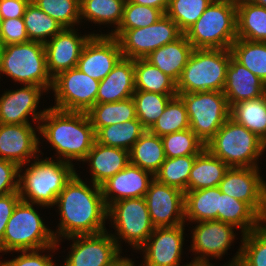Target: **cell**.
Instances as JSON below:
<instances>
[{"mask_svg":"<svg viewBox=\"0 0 266 266\" xmlns=\"http://www.w3.org/2000/svg\"><path fill=\"white\" fill-rule=\"evenodd\" d=\"M177 94H160L136 90L132 95L137 119L146 130H149L164 112L168 102Z\"/></svg>","mask_w":266,"mask_h":266,"instance_id":"obj_39","label":"cell"},{"mask_svg":"<svg viewBox=\"0 0 266 266\" xmlns=\"http://www.w3.org/2000/svg\"><path fill=\"white\" fill-rule=\"evenodd\" d=\"M185 220L201 222L218 220L220 188H204L185 192Z\"/></svg>","mask_w":266,"mask_h":266,"instance_id":"obj_29","label":"cell"},{"mask_svg":"<svg viewBox=\"0 0 266 266\" xmlns=\"http://www.w3.org/2000/svg\"><path fill=\"white\" fill-rule=\"evenodd\" d=\"M84 161L90 163L91 183L101 186L130 163L129 151L105 146L95 140Z\"/></svg>","mask_w":266,"mask_h":266,"instance_id":"obj_25","label":"cell"},{"mask_svg":"<svg viewBox=\"0 0 266 266\" xmlns=\"http://www.w3.org/2000/svg\"><path fill=\"white\" fill-rule=\"evenodd\" d=\"M24 24L31 41L46 43L64 28L55 19L43 12L34 2L30 1L23 15Z\"/></svg>","mask_w":266,"mask_h":266,"instance_id":"obj_38","label":"cell"},{"mask_svg":"<svg viewBox=\"0 0 266 266\" xmlns=\"http://www.w3.org/2000/svg\"><path fill=\"white\" fill-rule=\"evenodd\" d=\"M223 93L231 107L233 104L263 96L266 94V84L231 56Z\"/></svg>","mask_w":266,"mask_h":266,"instance_id":"obj_23","label":"cell"},{"mask_svg":"<svg viewBox=\"0 0 266 266\" xmlns=\"http://www.w3.org/2000/svg\"><path fill=\"white\" fill-rule=\"evenodd\" d=\"M242 237V246L228 265L266 266V225L242 234Z\"/></svg>","mask_w":266,"mask_h":266,"instance_id":"obj_36","label":"cell"},{"mask_svg":"<svg viewBox=\"0 0 266 266\" xmlns=\"http://www.w3.org/2000/svg\"><path fill=\"white\" fill-rule=\"evenodd\" d=\"M41 250L21 251L18 257L5 261V266H56L48 255H41Z\"/></svg>","mask_w":266,"mask_h":266,"instance_id":"obj_49","label":"cell"},{"mask_svg":"<svg viewBox=\"0 0 266 266\" xmlns=\"http://www.w3.org/2000/svg\"><path fill=\"white\" fill-rule=\"evenodd\" d=\"M228 169L226 163L205 147L195 158L188 180V190L218 187Z\"/></svg>","mask_w":266,"mask_h":266,"instance_id":"obj_27","label":"cell"},{"mask_svg":"<svg viewBox=\"0 0 266 266\" xmlns=\"http://www.w3.org/2000/svg\"><path fill=\"white\" fill-rule=\"evenodd\" d=\"M205 147L229 167H258L264 141L229 117Z\"/></svg>","mask_w":266,"mask_h":266,"instance_id":"obj_8","label":"cell"},{"mask_svg":"<svg viewBox=\"0 0 266 266\" xmlns=\"http://www.w3.org/2000/svg\"><path fill=\"white\" fill-rule=\"evenodd\" d=\"M0 266H5L4 262L0 261Z\"/></svg>","mask_w":266,"mask_h":266,"instance_id":"obj_57","label":"cell"},{"mask_svg":"<svg viewBox=\"0 0 266 266\" xmlns=\"http://www.w3.org/2000/svg\"><path fill=\"white\" fill-rule=\"evenodd\" d=\"M135 91L134 59L122 57L100 81L96 103L123 101L131 98Z\"/></svg>","mask_w":266,"mask_h":266,"instance_id":"obj_24","label":"cell"},{"mask_svg":"<svg viewBox=\"0 0 266 266\" xmlns=\"http://www.w3.org/2000/svg\"><path fill=\"white\" fill-rule=\"evenodd\" d=\"M184 266H213V265L210 264V262H193V261H191L189 264L184 265ZM227 266H230V265L227 264Z\"/></svg>","mask_w":266,"mask_h":266,"instance_id":"obj_54","label":"cell"},{"mask_svg":"<svg viewBox=\"0 0 266 266\" xmlns=\"http://www.w3.org/2000/svg\"><path fill=\"white\" fill-rule=\"evenodd\" d=\"M100 81L78 67L63 71L53 78V108L63 111L88 112L95 104Z\"/></svg>","mask_w":266,"mask_h":266,"instance_id":"obj_11","label":"cell"},{"mask_svg":"<svg viewBox=\"0 0 266 266\" xmlns=\"http://www.w3.org/2000/svg\"><path fill=\"white\" fill-rule=\"evenodd\" d=\"M184 34L194 49H230L237 39L236 2L213 0Z\"/></svg>","mask_w":266,"mask_h":266,"instance_id":"obj_4","label":"cell"},{"mask_svg":"<svg viewBox=\"0 0 266 266\" xmlns=\"http://www.w3.org/2000/svg\"><path fill=\"white\" fill-rule=\"evenodd\" d=\"M107 216L114 222L119 237L111 235L119 248L121 247L117 239L122 238L139 250L155 229L144 197L127 198L112 203L108 207Z\"/></svg>","mask_w":266,"mask_h":266,"instance_id":"obj_10","label":"cell"},{"mask_svg":"<svg viewBox=\"0 0 266 266\" xmlns=\"http://www.w3.org/2000/svg\"><path fill=\"white\" fill-rule=\"evenodd\" d=\"M135 89L160 94H178L177 83L145 58L134 59Z\"/></svg>","mask_w":266,"mask_h":266,"instance_id":"obj_32","label":"cell"},{"mask_svg":"<svg viewBox=\"0 0 266 266\" xmlns=\"http://www.w3.org/2000/svg\"><path fill=\"white\" fill-rule=\"evenodd\" d=\"M153 180L152 173L129 163L101 185L107 208L122 199L144 197Z\"/></svg>","mask_w":266,"mask_h":266,"instance_id":"obj_22","label":"cell"},{"mask_svg":"<svg viewBox=\"0 0 266 266\" xmlns=\"http://www.w3.org/2000/svg\"><path fill=\"white\" fill-rule=\"evenodd\" d=\"M230 117L263 141L266 140V94L231 106Z\"/></svg>","mask_w":266,"mask_h":266,"instance_id":"obj_34","label":"cell"},{"mask_svg":"<svg viewBox=\"0 0 266 266\" xmlns=\"http://www.w3.org/2000/svg\"><path fill=\"white\" fill-rule=\"evenodd\" d=\"M17 177L19 166L15 162L0 159V196L18 192Z\"/></svg>","mask_w":266,"mask_h":266,"instance_id":"obj_48","label":"cell"},{"mask_svg":"<svg viewBox=\"0 0 266 266\" xmlns=\"http://www.w3.org/2000/svg\"><path fill=\"white\" fill-rule=\"evenodd\" d=\"M163 15L160 9L126 0L121 23L109 35L118 38L125 30L147 27L156 23Z\"/></svg>","mask_w":266,"mask_h":266,"instance_id":"obj_43","label":"cell"},{"mask_svg":"<svg viewBox=\"0 0 266 266\" xmlns=\"http://www.w3.org/2000/svg\"><path fill=\"white\" fill-rule=\"evenodd\" d=\"M37 131L57 151L59 160L83 161L96 140L86 112L63 111L53 107L45 110ZM62 156V159L61 157Z\"/></svg>","mask_w":266,"mask_h":266,"instance_id":"obj_2","label":"cell"},{"mask_svg":"<svg viewBox=\"0 0 266 266\" xmlns=\"http://www.w3.org/2000/svg\"><path fill=\"white\" fill-rule=\"evenodd\" d=\"M0 73L24 85L52 89L53 79L47 71L44 43L27 41L0 46Z\"/></svg>","mask_w":266,"mask_h":266,"instance_id":"obj_7","label":"cell"},{"mask_svg":"<svg viewBox=\"0 0 266 266\" xmlns=\"http://www.w3.org/2000/svg\"><path fill=\"white\" fill-rule=\"evenodd\" d=\"M184 102L190 129L206 145L230 117L231 107L223 91L177 94Z\"/></svg>","mask_w":266,"mask_h":266,"instance_id":"obj_9","label":"cell"},{"mask_svg":"<svg viewBox=\"0 0 266 266\" xmlns=\"http://www.w3.org/2000/svg\"><path fill=\"white\" fill-rule=\"evenodd\" d=\"M95 134L105 126L137 119L133 98L111 103H96L86 112Z\"/></svg>","mask_w":266,"mask_h":266,"instance_id":"obj_33","label":"cell"},{"mask_svg":"<svg viewBox=\"0 0 266 266\" xmlns=\"http://www.w3.org/2000/svg\"><path fill=\"white\" fill-rule=\"evenodd\" d=\"M193 229L191 249L197 252L193 262H209L207 257L221 258L235 240L234 225L219 220L197 222Z\"/></svg>","mask_w":266,"mask_h":266,"instance_id":"obj_20","label":"cell"},{"mask_svg":"<svg viewBox=\"0 0 266 266\" xmlns=\"http://www.w3.org/2000/svg\"><path fill=\"white\" fill-rule=\"evenodd\" d=\"M197 155L165 158L154 178L163 184L188 191L190 171Z\"/></svg>","mask_w":266,"mask_h":266,"instance_id":"obj_41","label":"cell"},{"mask_svg":"<svg viewBox=\"0 0 266 266\" xmlns=\"http://www.w3.org/2000/svg\"><path fill=\"white\" fill-rule=\"evenodd\" d=\"M73 28H64L44 44L46 65L49 75L77 67L82 49L93 34L79 36Z\"/></svg>","mask_w":266,"mask_h":266,"instance_id":"obj_18","label":"cell"},{"mask_svg":"<svg viewBox=\"0 0 266 266\" xmlns=\"http://www.w3.org/2000/svg\"><path fill=\"white\" fill-rule=\"evenodd\" d=\"M63 28L80 22V0H31Z\"/></svg>","mask_w":266,"mask_h":266,"instance_id":"obj_46","label":"cell"},{"mask_svg":"<svg viewBox=\"0 0 266 266\" xmlns=\"http://www.w3.org/2000/svg\"><path fill=\"white\" fill-rule=\"evenodd\" d=\"M253 2L254 4L260 5L262 7H266V0H249Z\"/></svg>","mask_w":266,"mask_h":266,"instance_id":"obj_55","label":"cell"},{"mask_svg":"<svg viewBox=\"0 0 266 266\" xmlns=\"http://www.w3.org/2000/svg\"><path fill=\"white\" fill-rule=\"evenodd\" d=\"M121 58L117 38L109 34H93L82 49L77 67L90 77L101 81Z\"/></svg>","mask_w":266,"mask_h":266,"instance_id":"obj_16","label":"cell"},{"mask_svg":"<svg viewBox=\"0 0 266 266\" xmlns=\"http://www.w3.org/2000/svg\"><path fill=\"white\" fill-rule=\"evenodd\" d=\"M218 220L240 228L243 234L258 229L265 221L245 202L235 199L220 190Z\"/></svg>","mask_w":266,"mask_h":266,"instance_id":"obj_31","label":"cell"},{"mask_svg":"<svg viewBox=\"0 0 266 266\" xmlns=\"http://www.w3.org/2000/svg\"><path fill=\"white\" fill-rule=\"evenodd\" d=\"M29 41L23 17L2 21L0 29V46Z\"/></svg>","mask_w":266,"mask_h":266,"instance_id":"obj_47","label":"cell"},{"mask_svg":"<svg viewBox=\"0 0 266 266\" xmlns=\"http://www.w3.org/2000/svg\"><path fill=\"white\" fill-rule=\"evenodd\" d=\"M53 233L45 226L33 203L20 200L8 220L0 252L54 250L58 244Z\"/></svg>","mask_w":266,"mask_h":266,"instance_id":"obj_5","label":"cell"},{"mask_svg":"<svg viewBox=\"0 0 266 266\" xmlns=\"http://www.w3.org/2000/svg\"><path fill=\"white\" fill-rule=\"evenodd\" d=\"M146 131L138 119L102 127L96 134V141L102 145L130 150Z\"/></svg>","mask_w":266,"mask_h":266,"instance_id":"obj_35","label":"cell"},{"mask_svg":"<svg viewBox=\"0 0 266 266\" xmlns=\"http://www.w3.org/2000/svg\"><path fill=\"white\" fill-rule=\"evenodd\" d=\"M189 128L190 123L185 104L177 95L168 102L164 112L156 120L149 131L162 137L163 135Z\"/></svg>","mask_w":266,"mask_h":266,"instance_id":"obj_42","label":"cell"},{"mask_svg":"<svg viewBox=\"0 0 266 266\" xmlns=\"http://www.w3.org/2000/svg\"><path fill=\"white\" fill-rule=\"evenodd\" d=\"M161 137L146 130L129 150V162L155 175L165 161Z\"/></svg>","mask_w":266,"mask_h":266,"instance_id":"obj_30","label":"cell"},{"mask_svg":"<svg viewBox=\"0 0 266 266\" xmlns=\"http://www.w3.org/2000/svg\"><path fill=\"white\" fill-rule=\"evenodd\" d=\"M92 185L93 189L75 173L57 196L55 205H58L61 222L53 233L56 244L59 245L60 236L67 238L106 231L108 208L101 186Z\"/></svg>","mask_w":266,"mask_h":266,"instance_id":"obj_1","label":"cell"},{"mask_svg":"<svg viewBox=\"0 0 266 266\" xmlns=\"http://www.w3.org/2000/svg\"><path fill=\"white\" fill-rule=\"evenodd\" d=\"M183 234L184 224L155 227L148 240L139 248L145 252L144 264L140 266H181Z\"/></svg>","mask_w":266,"mask_h":266,"instance_id":"obj_17","label":"cell"},{"mask_svg":"<svg viewBox=\"0 0 266 266\" xmlns=\"http://www.w3.org/2000/svg\"><path fill=\"white\" fill-rule=\"evenodd\" d=\"M126 0H80V19L99 24H115L118 28Z\"/></svg>","mask_w":266,"mask_h":266,"instance_id":"obj_40","label":"cell"},{"mask_svg":"<svg viewBox=\"0 0 266 266\" xmlns=\"http://www.w3.org/2000/svg\"><path fill=\"white\" fill-rule=\"evenodd\" d=\"M237 38L266 42V7L249 0L236 2Z\"/></svg>","mask_w":266,"mask_h":266,"instance_id":"obj_28","label":"cell"},{"mask_svg":"<svg viewBox=\"0 0 266 266\" xmlns=\"http://www.w3.org/2000/svg\"><path fill=\"white\" fill-rule=\"evenodd\" d=\"M218 187L247 203L266 223V183L258 167H229Z\"/></svg>","mask_w":266,"mask_h":266,"instance_id":"obj_14","label":"cell"},{"mask_svg":"<svg viewBox=\"0 0 266 266\" xmlns=\"http://www.w3.org/2000/svg\"><path fill=\"white\" fill-rule=\"evenodd\" d=\"M144 198L155 227L185 224V193L182 190L160 183L154 178Z\"/></svg>","mask_w":266,"mask_h":266,"instance_id":"obj_15","label":"cell"},{"mask_svg":"<svg viewBox=\"0 0 266 266\" xmlns=\"http://www.w3.org/2000/svg\"><path fill=\"white\" fill-rule=\"evenodd\" d=\"M31 0H0V14L3 20L23 17Z\"/></svg>","mask_w":266,"mask_h":266,"instance_id":"obj_51","label":"cell"},{"mask_svg":"<svg viewBox=\"0 0 266 266\" xmlns=\"http://www.w3.org/2000/svg\"><path fill=\"white\" fill-rule=\"evenodd\" d=\"M213 0H170L166 15L185 33Z\"/></svg>","mask_w":266,"mask_h":266,"instance_id":"obj_45","label":"cell"},{"mask_svg":"<svg viewBox=\"0 0 266 266\" xmlns=\"http://www.w3.org/2000/svg\"><path fill=\"white\" fill-rule=\"evenodd\" d=\"M29 165L25 173H19L18 193L21 200L39 206H54L57 196L76 173L72 163L46 158ZM38 160V161H36Z\"/></svg>","mask_w":266,"mask_h":266,"instance_id":"obj_3","label":"cell"},{"mask_svg":"<svg viewBox=\"0 0 266 266\" xmlns=\"http://www.w3.org/2000/svg\"><path fill=\"white\" fill-rule=\"evenodd\" d=\"M43 91L46 90L37 85H24L20 89L4 92L0 97V123L27 124L28 116L32 114L33 121L37 120L39 125L46 110L36 112Z\"/></svg>","mask_w":266,"mask_h":266,"instance_id":"obj_21","label":"cell"},{"mask_svg":"<svg viewBox=\"0 0 266 266\" xmlns=\"http://www.w3.org/2000/svg\"><path fill=\"white\" fill-rule=\"evenodd\" d=\"M166 158L198 155L205 144L189 128L161 137Z\"/></svg>","mask_w":266,"mask_h":266,"instance_id":"obj_44","label":"cell"},{"mask_svg":"<svg viewBox=\"0 0 266 266\" xmlns=\"http://www.w3.org/2000/svg\"><path fill=\"white\" fill-rule=\"evenodd\" d=\"M27 124H2L0 123V159L15 162L20 168L33 158H38L40 153L39 138L36 131ZM39 150V151H38ZM33 157V158H32Z\"/></svg>","mask_w":266,"mask_h":266,"instance_id":"obj_19","label":"cell"},{"mask_svg":"<svg viewBox=\"0 0 266 266\" xmlns=\"http://www.w3.org/2000/svg\"><path fill=\"white\" fill-rule=\"evenodd\" d=\"M71 252L63 266H114L123 257L121 249L107 230L97 234L75 235Z\"/></svg>","mask_w":266,"mask_h":266,"instance_id":"obj_13","label":"cell"},{"mask_svg":"<svg viewBox=\"0 0 266 266\" xmlns=\"http://www.w3.org/2000/svg\"><path fill=\"white\" fill-rule=\"evenodd\" d=\"M2 21H3V19H2V16L0 14V29H1V26H2Z\"/></svg>","mask_w":266,"mask_h":266,"instance_id":"obj_56","label":"cell"},{"mask_svg":"<svg viewBox=\"0 0 266 266\" xmlns=\"http://www.w3.org/2000/svg\"><path fill=\"white\" fill-rule=\"evenodd\" d=\"M184 33L164 14L156 23L147 27L125 30L118 38L123 58H145L159 47L180 38Z\"/></svg>","mask_w":266,"mask_h":266,"instance_id":"obj_12","label":"cell"},{"mask_svg":"<svg viewBox=\"0 0 266 266\" xmlns=\"http://www.w3.org/2000/svg\"><path fill=\"white\" fill-rule=\"evenodd\" d=\"M21 200L18 192H12L3 196H0V245L3 241V235L8 223V220L12 216L13 210L17 203Z\"/></svg>","mask_w":266,"mask_h":266,"instance_id":"obj_50","label":"cell"},{"mask_svg":"<svg viewBox=\"0 0 266 266\" xmlns=\"http://www.w3.org/2000/svg\"><path fill=\"white\" fill-rule=\"evenodd\" d=\"M230 49L239 63L266 84V42L237 38Z\"/></svg>","mask_w":266,"mask_h":266,"instance_id":"obj_37","label":"cell"},{"mask_svg":"<svg viewBox=\"0 0 266 266\" xmlns=\"http://www.w3.org/2000/svg\"><path fill=\"white\" fill-rule=\"evenodd\" d=\"M128 1L139 5L160 9L164 14L166 13L170 2V0H128Z\"/></svg>","mask_w":266,"mask_h":266,"instance_id":"obj_52","label":"cell"},{"mask_svg":"<svg viewBox=\"0 0 266 266\" xmlns=\"http://www.w3.org/2000/svg\"><path fill=\"white\" fill-rule=\"evenodd\" d=\"M114 266H136L129 258H122Z\"/></svg>","mask_w":266,"mask_h":266,"instance_id":"obj_53","label":"cell"},{"mask_svg":"<svg viewBox=\"0 0 266 266\" xmlns=\"http://www.w3.org/2000/svg\"><path fill=\"white\" fill-rule=\"evenodd\" d=\"M231 56V49H193L177 82V92L223 91Z\"/></svg>","mask_w":266,"mask_h":266,"instance_id":"obj_6","label":"cell"},{"mask_svg":"<svg viewBox=\"0 0 266 266\" xmlns=\"http://www.w3.org/2000/svg\"><path fill=\"white\" fill-rule=\"evenodd\" d=\"M193 49L183 34L177 40L151 52L145 59L177 83Z\"/></svg>","mask_w":266,"mask_h":266,"instance_id":"obj_26","label":"cell"}]
</instances>
